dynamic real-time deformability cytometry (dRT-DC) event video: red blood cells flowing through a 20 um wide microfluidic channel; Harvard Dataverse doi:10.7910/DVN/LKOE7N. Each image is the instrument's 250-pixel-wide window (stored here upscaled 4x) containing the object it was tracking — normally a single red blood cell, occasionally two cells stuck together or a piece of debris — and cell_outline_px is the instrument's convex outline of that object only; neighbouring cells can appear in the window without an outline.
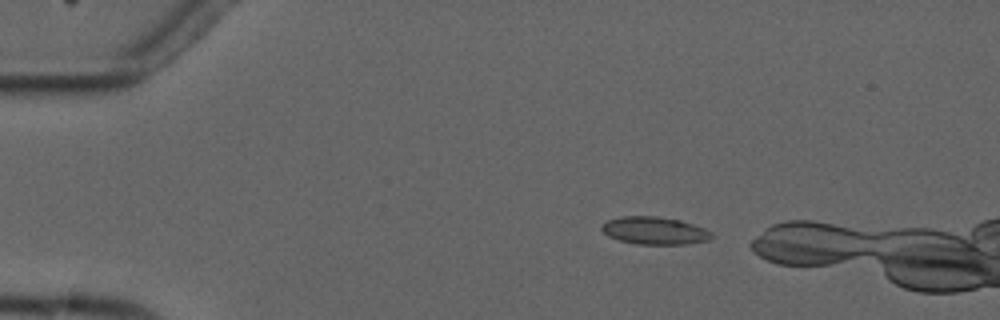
{"species": "common noctule bat (a hibernating species)", "species_latin": "Nyctalus noctula", "temperature_condition": "cold", "stored_images_in_passage": 3, "camera_frame_rate_fps": 3000, "um_per_image_px": 0.085, "animal": {"sex": "male", "forearm_length_mm": 52.5}, "frame": {"image": 1, "passage_image": 1, "time_ms": 0.0, "image_size_px": [1000, 320], "cell_outline_px": [[712, 240], [688, 244], [636, 244], [620, 240], [608, 236], [600, 228], [608, 220], [620, 216], [656, 216], [680, 220], [704, 228], [712, 232]], "centroid_in_image_um": [55.67, 19.61], "position_along_channel_um": 29.3, "area_um2": 17.69}}